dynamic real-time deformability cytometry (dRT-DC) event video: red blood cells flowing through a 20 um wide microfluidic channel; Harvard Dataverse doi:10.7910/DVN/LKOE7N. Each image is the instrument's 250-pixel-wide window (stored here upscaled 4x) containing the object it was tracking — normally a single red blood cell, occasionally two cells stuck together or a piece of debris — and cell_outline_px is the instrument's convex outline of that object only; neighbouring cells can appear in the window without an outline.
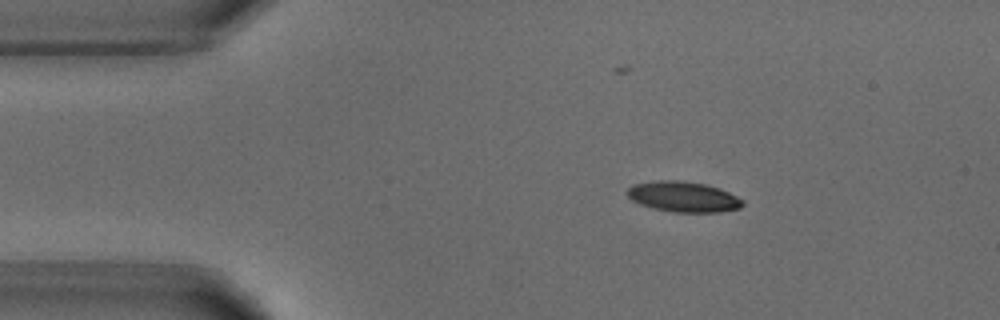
{"species": "common noctule bat (a hibernating species)", "species_latin": "Nyctalus noctula", "temperature_condition": "warm", "stored_images_in_passage": 4, "camera_frame_rate_fps": 3000, "um_per_image_px": 0.085, "animal": {"sex": "male", "body_mass_g": 18.8}, "frame": {"image": 1, "passage_image": 1, "time_ms": 0.0, "image_size_px": [1000, 320], "cell_outline_px": [[744, 204], [740, 208], [720, 212], [676, 212], [652, 208], [640, 204], [632, 200], [628, 196], [628, 188], [636, 184], [660, 180], [680, 180], [704, 184], [720, 188], [744, 200]], "centroid_in_image_um": [58.12, 16.73], "position_along_channel_um": 26.9, "area_um2": 20.35}}
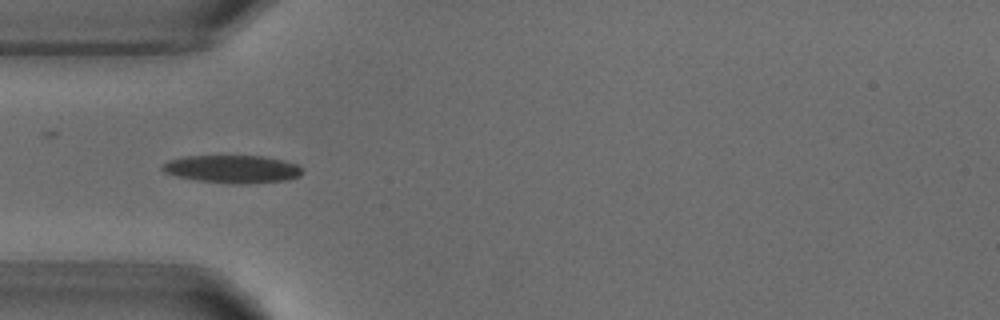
{"frame": {"image": 2, "passage_image": 2, "time_ms": 2.333, "image_size_px": [1000, 320], "cell_outline_px": [[304, 172], [300, 176], [288, 180], [244, 184], [236, 184], [196, 180], [176, 176], [164, 172], [160, 168], [168, 160], [184, 156], [264, 156], [284, 160], [300, 164]], "centroid_in_image_um": [19.8, 14.37], "position_along_channel_um": 65.2, "area_um2": 22.95}}
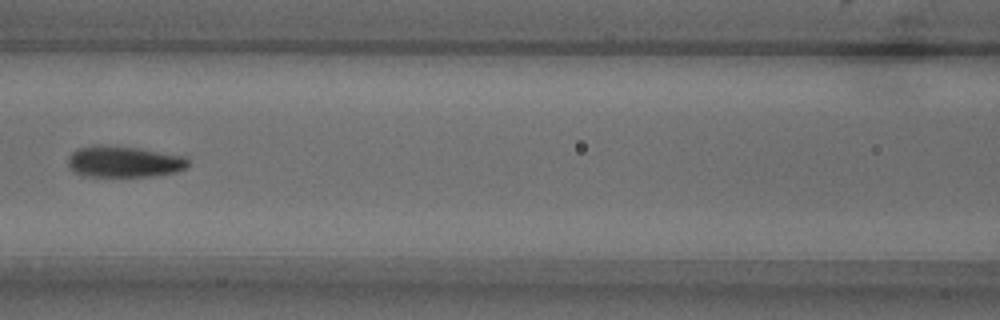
{"frame": {"image": 3, "passage_image": 4, "time_ms": 4.667, "image_size_px": [1000, 320], "cell_outline_px": [[188, 164], [184, 168], [176, 172], [152, 176], [88, 176], [76, 172], [68, 164], [68, 156], [72, 152], [80, 148], [96, 144], [140, 148], [184, 156], [188, 160]], "centroid_in_image_um": [10.54, 13.73], "position_along_channel_um": 156.1, "area_um2": 21.68}}